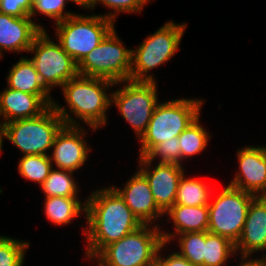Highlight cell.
<instances>
[{"label": "cell", "mask_w": 266, "mask_h": 266, "mask_svg": "<svg viewBox=\"0 0 266 266\" xmlns=\"http://www.w3.org/2000/svg\"><path fill=\"white\" fill-rule=\"evenodd\" d=\"M216 197L208 204V232L236 244L242 234L249 205L256 196L228 185Z\"/></svg>", "instance_id": "cell-9"}, {"label": "cell", "mask_w": 266, "mask_h": 266, "mask_svg": "<svg viewBox=\"0 0 266 266\" xmlns=\"http://www.w3.org/2000/svg\"><path fill=\"white\" fill-rule=\"evenodd\" d=\"M85 131L80 126L64 125L57 133L49 155L59 169L75 171L84 165L90 147L86 144ZM84 136V137H83ZM84 138V139H83Z\"/></svg>", "instance_id": "cell-14"}, {"label": "cell", "mask_w": 266, "mask_h": 266, "mask_svg": "<svg viewBox=\"0 0 266 266\" xmlns=\"http://www.w3.org/2000/svg\"><path fill=\"white\" fill-rule=\"evenodd\" d=\"M210 192L207 183L195 178L186 179L185 174H183L179 181L174 205H208L211 197Z\"/></svg>", "instance_id": "cell-23"}, {"label": "cell", "mask_w": 266, "mask_h": 266, "mask_svg": "<svg viewBox=\"0 0 266 266\" xmlns=\"http://www.w3.org/2000/svg\"><path fill=\"white\" fill-rule=\"evenodd\" d=\"M45 215L56 225L70 224L73 219L79 217L81 211H86V202L81 203L78 198L48 197L45 199Z\"/></svg>", "instance_id": "cell-21"}, {"label": "cell", "mask_w": 266, "mask_h": 266, "mask_svg": "<svg viewBox=\"0 0 266 266\" xmlns=\"http://www.w3.org/2000/svg\"><path fill=\"white\" fill-rule=\"evenodd\" d=\"M86 202V256H96L105 246L118 241L143 224L113 187L96 190ZM89 228V229H88Z\"/></svg>", "instance_id": "cell-1"}, {"label": "cell", "mask_w": 266, "mask_h": 266, "mask_svg": "<svg viewBox=\"0 0 266 266\" xmlns=\"http://www.w3.org/2000/svg\"><path fill=\"white\" fill-rule=\"evenodd\" d=\"M86 257L90 260L96 258L98 260V266H109L104 264L97 256H86Z\"/></svg>", "instance_id": "cell-37"}, {"label": "cell", "mask_w": 266, "mask_h": 266, "mask_svg": "<svg viewBox=\"0 0 266 266\" xmlns=\"http://www.w3.org/2000/svg\"><path fill=\"white\" fill-rule=\"evenodd\" d=\"M29 52H34L35 55L30 60L49 91L53 86L62 87L78 75L77 63L63 50L59 42L51 41L46 30H42L34 38Z\"/></svg>", "instance_id": "cell-10"}, {"label": "cell", "mask_w": 266, "mask_h": 266, "mask_svg": "<svg viewBox=\"0 0 266 266\" xmlns=\"http://www.w3.org/2000/svg\"><path fill=\"white\" fill-rule=\"evenodd\" d=\"M209 133L199 124V117L191 123L179 136L181 160L203 151L210 139Z\"/></svg>", "instance_id": "cell-25"}, {"label": "cell", "mask_w": 266, "mask_h": 266, "mask_svg": "<svg viewBox=\"0 0 266 266\" xmlns=\"http://www.w3.org/2000/svg\"><path fill=\"white\" fill-rule=\"evenodd\" d=\"M98 2L102 3L105 7L114 10L113 13H108L104 16L115 22V18L119 12H141L143 5L148 3L149 0H91L88 6V10H92L96 6V4H98Z\"/></svg>", "instance_id": "cell-31"}, {"label": "cell", "mask_w": 266, "mask_h": 266, "mask_svg": "<svg viewBox=\"0 0 266 266\" xmlns=\"http://www.w3.org/2000/svg\"><path fill=\"white\" fill-rule=\"evenodd\" d=\"M204 100L174 99L156 105L146 131L139 139V157H144L155 145L178 137L200 115Z\"/></svg>", "instance_id": "cell-4"}, {"label": "cell", "mask_w": 266, "mask_h": 266, "mask_svg": "<svg viewBox=\"0 0 266 266\" xmlns=\"http://www.w3.org/2000/svg\"><path fill=\"white\" fill-rule=\"evenodd\" d=\"M66 1L69 3L68 0H33V7L29 17L32 18L39 12L48 16V18L55 19V23L64 21L68 17L75 15L71 12H63Z\"/></svg>", "instance_id": "cell-30"}, {"label": "cell", "mask_w": 266, "mask_h": 266, "mask_svg": "<svg viewBox=\"0 0 266 266\" xmlns=\"http://www.w3.org/2000/svg\"><path fill=\"white\" fill-rule=\"evenodd\" d=\"M73 171L66 169H52L46 180L40 185L48 197L78 198V186L73 178Z\"/></svg>", "instance_id": "cell-22"}, {"label": "cell", "mask_w": 266, "mask_h": 266, "mask_svg": "<svg viewBox=\"0 0 266 266\" xmlns=\"http://www.w3.org/2000/svg\"><path fill=\"white\" fill-rule=\"evenodd\" d=\"M8 88L38 95L48 106L53 104L50 91L42 83L34 64L28 58H20L9 70Z\"/></svg>", "instance_id": "cell-20"}, {"label": "cell", "mask_w": 266, "mask_h": 266, "mask_svg": "<svg viewBox=\"0 0 266 266\" xmlns=\"http://www.w3.org/2000/svg\"><path fill=\"white\" fill-rule=\"evenodd\" d=\"M68 1H73L77 5L88 9V6H89V3H90L91 0H68Z\"/></svg>", "instance_id": "cell-35"}, {"label": "cell", "mask_w": 266, "mask_h": 266, "mask_svg": "<svg viewBox=\"0 0 266 266\" xmlns=\"http://www.w3.org/2000/svg\"><path fill=\"white\" fill-rule=\"evenodd\" d=\"M165 242L161 245L158 254L156 256V264L155 266H193L186 258H184L182 255H180L178 252H173L166 258H162L161 255H159L160 250L163 249L165 246Z\"/></svg>", "instance_id": "cell-33"}, {"label": "cell", "mask_w": 266, "mask_h": 266, "mask_svg": "<svg viewBox=\"0 0 266 266\" xmlns=\"http://www.w3.org/2000/svg\"><path fill=\"white\" fill-rule=\"evenodd\" d=\"M178 252L186 258L193 266H204V245L206 244V231L186 232L179 234Z\"/></svg>", "instance_id": "cell-27"}, {"label": "cell", "mask_w": 266, "mask_h": 266, "mask_svg": "<svg viewBox=\"0 0 266 266\" xmlns=\"http://www.w3.org/2000/svg\"><path fill=\"white\" fill-rule=\"evenodd\" d=\"M262 197L266 200V193Z\"/></svg>", "instance_id": "cell-40"}, {"label": "cell", "mask_w": 266, "mask_h": 266, "mask_svg": "<svg viewBox=\"0 0 266 266\" xmlns=\"http://www.w3.org/2000/svg\"><path fill=\"white\" fill-rule=\"evenodd\" d=\"M3 127V123L2 122H0V128H2Z\"/></svg>", "instance_id": "cell-39"}, {"label": "cell", "mask_w": 266, "mask_h": 266, "mask_svg": "<svg viewBox=\"0 0 266 266\" xmlns=\"http://www.w3.org/2000/svg\"><path fill=\"white\" fill-rule=\"evenodd\" d=\"M186 23H165L154 34L147 37L136 49H132L130 80L154 82L151 69L168 62L177 52Z\"/></svg>", "instance_id": "cell-6"}, {"label": "cell", "mask_w": 266, "mask_h": 266, "mask_svg": "<svg viewBox=\"0 0 266 266\" xmlns=\"http://www.w3.org/2000/svg\"><path fill=\"white\" fill-rule=\"evenodd\" d=\"M160 226L143 224L118 241L105 246L96 256L109 266H155L164 243Z\"/></svg>", "instance_id": "cell-5"}, {"label": "cell", "mask_w": 266, "mask_h": 266, "mask_svg": "<svg viewBox=\"0 0 266 266\" xmlns=\"http://www.w3.org/2000/svg\"><path fill=\"white\" fill-rule=\"evenodd\" d=\"M49 106L38 96L6 88L0 93V116L3 124L18 119L33 118L42 114Z\"/></svg>", "instance_id": "cell-18"}, {"label": "cell", "mask_w": 266, "mask_h": 266, "mask_svg": "<svg viewBox=\"0 0 266 266\" xmlns=\"http://www.w3.org/2000/svg\"><path fill=\"white\" fill-rule=\"evenodd\" d=\"M33 7V0H0V13L29 17Z\"/></svg>", "instance_id": "cell-32"}, {"label": "cell", "mask_w": 266, "mask_h": 266, "mask_svg": "<svg viewBox=\"0 0 266 266\" xmlns=\"http://www.w3.org/2000/svg\"><path fill=\"white\" fill-rule=\"evenodd\" d=\"M158 156L160 158L159 163L168 164H181V147L179 145L178 137H173L172 140L161 142L155 145L145 157L153 162Z\"/></svg>", "instance_id": "cell-29"}, {"label": "cell", "mask_w": 266, "mask_h": 266, "mask_svg": "<svg viewBox=\"0 0 266 266\" xmlns=\"http://www.w3.org/2000/svg\"><path fill=\"white\" fill-rule=\"evenodd\" d=\"M124 87L111 92V103L132 126L138 140L144 134L158 102L156 82L124 81ZM128 83V84H127Z\"/></svg>", "instance_id": "cell-11"}, {"label": "cell", "mask_w": 266, "mask_h": 266, "mask_svg": "<svg viewBox=\"0 0 266 266\" xmlns=\"http://www.w3.org/2000/svg\"><path fill=\"white\" fill-rule=\"evenodd\" d=\"M266 248V200L255 197L249 205L242 234L235 244L236 253L248 257Z\"/></svg>", "instance_id": "cell-16"}, {"label": "cell", "mask_w": 266, "mask_h": 266, "mask_svg": "<svg viewBox=\"0 0 266 266\" xmlns=\"http://www.w3.org/2000/svg\"><path fill=\"white\" fill-rule=\"evenodd\" d=\"M52 164L49 155H23L18 171L24 178L41 185L53 169Z\"/></svg>", "instance_id": "cell-26"}, {"label": "cell", "mask_w": 266, "mask_h": 266, "mask_svg": "<svg viewBox=\"0 0 266 266\" xmlns=\"http://www.w3.org/2000/svg\"><path fill=\"white\" fill-rule=\"evenodd\" d=\"M139 165L138 170L148 180L155 203L165 214L175 204L179 181L184 174L183 166L158 163L150 169L152 162L145 156L139 157Z\"/></svg>", "instance_id": "cell-12"}, {"label": "cell", "mask_w": 266, "mask_h": 266, "mask_svg": "<svg viewBox=\"0 0 266 266\" xmlns=\"http://www.w3.org/2000/svg\"><path fill=\"white\" fill-rule=\"evenodd\" d=\"M115 27L78 64V74L111 80L118 85L130 80L132 49L125 48Z\"/></svg>", "instance_id": "cell-7"}, {"label": "cell", "mask_w": 266, "mask_h": 266, "mask_svg": "<svg viewBox=\"0 0 266 266\" xmlns=\"http://www.w3.org/2000/svg\"><path fill=\"white\" fill-rule=\"evenodd\" d=\"M234 253H236L235 244L229 239L206 231L204 266H224Z\"/></svg>", "instance_id": "cell-24"}, {"label": "cell", "mask_w": 266, "mask_h": 266, "mask_svg": "<svg viewBox=\"0 0 266 266\" xmlns=\"http://www.w3.org/2000/svg\"><path fill=\"white\" fill-rule=\"evenodd\" d=\"M239 172L229 185L258 196L266 193V147L246 146L237 152Z\"/></svg>", "instance_id": "cell-13"}, {"label": "cell", "mask_w": 266, "mask_h": 266, "mask_svg": "<svg viewBox=\"0 0 266 266\" xmlns=\"http://www.w3.org/2000/svg\"><path fill=\"white\" fill-rule=\"evenodd\" d=\"M173 220L175 232L171 234L161 232L163 241L167 244L174 236L186 232L208 231L209 210L208 205L185 206L173 205L166 213ZM177 234V235H176Z\"/></svg>", "instance_id": "cell-19"}, {"label": "cell", "mask_w": 266, "mask_h": 266, "mask_svg": "<svg viewBox=\"0 0 266 266\" xmlns=\"http://www.w3.org/2000/svg\"><path fill=\"white\" fill-rule=\"evenodd\" d=\"M103 15H75L56 23V36L63 50L78 64L114 28Z\"/></svg>", "instance_id": "cell-8"}, {"label": "cell", "mask_w": 266, "mask_h": 266, "mask_svg": "<svg viewBox=\"0 0 266 266\" xmlns=\"http://www.w3.org/2000/svg\"><path fill=\"white\" fill-rule=\"evenodd\" d=\"M45 30L30 17H15L0 13V53L29 52L34 38Z\"/></svg>", "instance_id": "cell-17"}, {"label": "cell", "mask_w": 266, "mask_h": 266, "mask_svg": "<svg viewBox=\"0 0 266 266\" xmlns=\"http://www.w3.org/2000/svg\"><path fill=\"white\" fill-rule=\"evenodd\" d=\"M28 242L0 236V266H22Z\"/></svg>", "instance_id": "cell-28"}, {"label": "cell", "mask_w": 266, "mask_h": 266, "mask_svg": "<svg viewBox=\"0 0 266 266\" xmlns=\"http://www.w3.org/2000/svg\"><path fill=\"white\" fill-rule=\"evenodd\" d=\"M247 258H249V257H241L242 263L240 262L239 266H259L256 259L248 260Z\"/></svg>", "instance_id": "cell-34"}, {"label": "cell", "mask_w": 266, "mask_h": 266, "mask_svg": "<svg viewBox=\"0 0 266 266\" xmlns=\"http://www.w3.org/2000/svg\"><path fill=\"white\" fill-rule=\"evenodd\" d=\"M112 187L142 224L151 226L152 221L165 215L154 201L148 180L139 170L127 181L123 189Z\"/></svg>", "instance_id": "cell-15"}, {"label": "cell", "mask_w": 266, "mask_h": 266, "mask_svg": "<svg viewBox=\"0 0 266 266\" xmlns=\"http://www.w3.org/2000/svg\"><path fill=\"white\" fill-rule=\"evenodd\" d=\"M3 137L6 138L4 127L0 128V152L2 151Z\"/></svg>", "instance_id": "cell-36"}, {"label": "cell", "mask_w": 266, "mask_h": 266, "mask_svg": "<svg viewBox=\"0 0 266 266\" xmlns=\"http://www.w3.org/2000/svg\"><path fill=\"white\" fill-rule=\"evenodd\" d=\"M66 108L53 102L42 114L3 124L6 138L24 155H48L55 137L64 125L81 126Z\"/></svg>", "instance_id": "cell-2"}, {"label": "cell", "mask_w": 266, "mask_h": 266, "mask_svg": "<svg viewBox=\"0 0 266 266\" xmlns=\"http://www.w3.org/2000/svg\"><path fill=\"white\" fill-rule=\"evenodd\" d=\"M114 85L115 83L108 79L78 74L61 88L70 113L93 130H97L107 122L106 111L112 105V95H107L106 89Z\"/></svg>", "instance_id": "cell-3"}, {"label": "cell", "mask_w": 266, "mask_h": 266, "mask_svg": "<svg viewBox=\"0 0 266 266\" xmlns=\"http://www.w3.org/2000/svg\"><path fill=\"white\" fill-rule=\"evenodd\" d=\"M264 250H266V248ZM256 260H257L259 265H266V255H264V257L262 259L261 258L260 259L256 258Z\"/></svg>", "instance_id": "cell-38"}]
</instances>
